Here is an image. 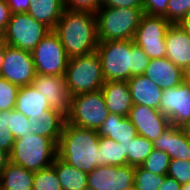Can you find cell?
<instances>
[{
	"mask_svg": "<svg viewBox=\"0 0 190 190\" xmlns=\"http://www.w3.org/2000/svg\"><path fill=\"white\" fill-rule=\"evenodd\" d=\"M53 31L69 59L94 53L99 45L94 12L65 8Z\"/></svg>",
	"mask_w": 190,
	"mask_h": 190,
	"instance_id": "obj_1",
	"label": "cell"
},
{
	"mask_svg": "<svg viewBox=\"0 0 190 190\" xmlns=\"http://www.w3.org/2000/svg\"><path fill=\"white\" fill-rule=\"evenodd\" d=\"M96 52L101 59L105 81H128L142 75L150 60L133 40L99 42Z\"/></svg>",
	"mask_w": 190,
	"mask_h": 190,
	"instance_id": "obj_2",
	"label": "cell"
},
{
	"mask_svg": "<svg viewBox=\"0 0 190 190\" xmlns=\"http://www.w3.org/2000/svg\"><path fill=\"white\" fill-rule=\"evenodd\" d=\"M57 156L76 169L90 173L94 168L100 166L97 130L66 122L57 144Z\"/></svg>",
	"mask_w": 190,
	"mask_h": 190,
	"instance_id": "obj_3",
	"label": "cell"
},
{
	"mask_svg": "<svg viewBox=\"0 0 190 190\" xmlns=\"http://www.w3.org/2000/svg\"><path fill=\"white\" fill-rule=\"evenodd\" d=\"M99 42L133 40L143 9L100 7L96 12Z\"/></svg>",
	"mask_w": 190,
	"mask_h": 190,
	"instance_id": "obj_4",
	"label": "cell"
},
{
	"mask_svg": "<svg viewBox=\"0 0 190 190\" xmlns=\"http://www.w3.org/2000/svg\"><path fill=\"white\" fill-rule=\"evenodd\" d=\"M57 157V145L49 138L26 134L16 138L10 152V162L37 172L53 164Z\"/></svg>",
	"mask_w": 190,
	"mask_h": 190,
	"instance_id": "obj_5",
	"label": "cell"
},
{
	"mask_svg": "<svg viewBox=\"0 0 190 190\" xmlns=\"http://www.w3.org/2000/svg\"><path fill=\"white\" fill-rule=\"evenodd\" d=\"M65 78L71 96L101 90L105 79L98 53L70 58Z\"/></svg>",
	"mask_w": 190,
	"mask_h": 190,
	"instance_id": "obj_6",
	"label": "cell"
},
{
	"mask_svg": "<svg viewBox=\"0 0 190 190\" xmlns=\"http://www.w3.org/2000/svg\"><path fill=\"white\" fill-rule=\"evenodd\" d=\"M101 90L71 96L70 113L66 122L83 128L98 130L109 115Z\"/></svg>",
	"mask_w": 190,
	"mask_h": 190,
	"instance_id": "obj_7",
	"label": "cell"
},
{
	"mask_svg": "<svg viewBox=\"0 0 190 190\" xmlns=\"http://www.w3.org/2000/svg\"><path fill=\"white\" fill-rule=\"evenodd\" d=\"M50 31L28 13H15L4 31L5 43L31 53Z\"/></svg>",
	"mask_w": 190,
	"mask_h": 190,
	"instance_id": "obj_8",
	"label": "cell"
},
{
	"mask_svg": "<svg viewBox=\"0 0 190 190\" xmlns=\"http://www.w3.org/2000/svg\"><path fill=\"white\" fill-rule=\"evenodd\" d=\"M31 54L37 74L65 76L69 58L53 30L40 41Z\"/></svg>",
	"mask_w": 190,
	"mask_h": 190,
	"instance_id": "obj_9",
	"label": "cell"
},
{
	"mask_svg": "<svg viewBox=\"0 0 190 190\" xmlns=\"http://www.w3.org/2000/svg\"><path fill=\"white\" fill-rule=\"evenodd\" d=\"M170 26L163 16L144 14L133 41L150 59L166 57L165 35Z\"/></svg>",
	"mask_w": 190,
	"mask_h": 190,
	"instance_id": "obj_10",
	"label": "cell"
},
{
	"mask_svg": "<svg viewBox=\"0 0 190 190\" xmlns=\"http://www.w3.org/2000/svg\"><path fill=\"white\" fill-rule=\"evenodd\" d=\"M37 75L32 54L6 44L0 77L19 87L30 85Z\"/></svg>",
	"mask_w": 190,
	"mask_h": 190,
	"instance_id": "obj_11",
	"label": "cell"
},
{
	"mask_svg": "<svg viewBox=\"0 0 190 190\" xmlns=\"http://www.w3.org/2000/svg\"><path fill=\"white\" fill-rule=\"evenodd\" d=\"M159 111L169 119L171 125L178 128L190 122V85L183 82L164 89Z\"/></svg>",
	"mask_w": 190,
	"mask_h": 190,
	"instance_id": "obj_12",
	"label": "cell"
},
{
	"mask_svg": "<svg viewBox=\"0 0 190 190\" xmlns=\"http://www.w3.org/2000/svg\"><path fill=\"white\" fill-rule=\"evenodd\" d=\"M135 167L97 166L88 173V190H124L134 184Z\"/></svg>",
	"mask_w": 190,
	"mask_h": 190,
	"instance_id": "obj_13",
	"label": "cell"
},
{
	"mask_svg": "<svg viewBox=\"0 0 190 190\" xmlns=\"http://www.w3.org/2000/svg\"><path fill=\"white\" fill-rule=\"evenodd\" d=\"M128 119L135 126L138 135L154 142L171 125L169 119L159 110L144 105H133Z\"/></svg>",
	"mask_w": 190,
	"mask_h": 190,
	"instance_id": "obj_14",
	"label": "cell"
},
{
	"mask_svg": "<svg viewBox=\"0 0 190 190\" xmlns=\"http://www.w3.org/2000/svg\"><path fill=\"white\" fill-rule=\"evenodd\" d=\"M46 98L51 108L67 116L70 113L71 95L65 76L37 74L31 83Z\"/></svg>",
	"mask_w": 190,
	"mask_h": 190,
	"instance_id": "obj_15",
	"label": "cell"
},
{
	"mask_svg": "<svg viewBox=\"0 0 190 190\" xmlns=\"http://www.w3.org/2000/svg\"><path fill=\"white\" fill-rule=\"evenodd\" d=\"M166 58L183 71L190 66V34L178 24H171L165 35Z\"/></svg>",
	"mask_w": 190,
	"mask_h": 190,
	"instance_id": "obj_16",
	"label": "cell"
},
{
	"mask_svg": "<svg viewBox=\"0 0 190 190\" xmlns=\"http://www.w3.org/2000/svg\"><path fill=\"white\" fill-rule=\"evenodd\" d=\"M164 90L184 82V71L166 57L150 59L144 74Z\"/></svg>",
	"mask_w": 190,
	"mask_h": 190,
	"instance_id": "obj_17",
	"label": "cell"
},
{
	"mask_svg": "<svg viewBox=\"0 0 190 190\" xmlns=\"http://www.w3.org/2000/svg\"><path fill=\"white\" fill-rule=\"evenodd\" d=\"M101 91L109 113L128 117L133 102L127 81H105Z\"/></svg>",
	"mask_w": 190,
	"mask_h": 190,
	"instance_id": "obj_18",
	"label": "cell"
},
{
	"mask_svg": "<svg viewBox=\"0 0 190 190\" xmlns=\"http://www.w3.org/2000/svg\"><path fill=\"white\" fill-rule=\"evenodd\" d=\"M133 105H144L159 110L163 90L145 75L133 76L128 81Z\"/></svg>",
	"mask_w": 190,
	"mask_h": 190,
	"instance_id": "obj_19",
	"label": "cell"
},
{
	"mask_svg": "<svg viewBox=\"0 0 190 190\" xmlns=\"http://www.w3.org/2000/svg\"><path fill=\"white\" fill-rule=\"evenodd\" d=\"M154 148L166 152L171 160L190 161V142L183 131L170 125L162 135L153 142Z\"/></svg>",
	"mask_w": 190,
	"mask_h": 190,
	"instance_id": "obj_20",
	"label": "cell"
},
{
	"mask_svg": "<svg viewBox=\"0 0 190 190\" xmlns=\"http://www.w3.org/2000/svg\"><path fill=\"white\" fill-rule=\"evenodd\" d=\"M15 109L35 120L43 116L47 110L51 109V106L46 98L30 84L19 88Z\"/></svg>",
	"mask_w": 190,
	"mask_h": 190,
	"instance_id": "obj_21",
	"label": "cell"
},
{
	"mask_svg": "<svg viewBox=\"0 0 190 190\" xmlns=\"http://www.w3.org/2000/svg\"><path fill=\"white\" fill-rule=\"evenodd\" d=\"M29 123L31 133L47 137L57 145L66 123V116L51 108L35 120L29 118Z\"/></svg>",
	"mask_w": 190,
	"mask_h": 190,
	"instance_id": "obj_22",
	"label": "cell"
},
{
	"mask_svg": "<svg viewBox=\"0 0 190 190\" xmlns=\"http://www.w3.org/2000/svg\"><path fill=\"white\" fill-rule=\"evenodd\" d=\"M97 134L99 137H108L118 143L133 141L138 136L135 126L128 117L112 113L108 115L98 128Z\"/></svg>",
	"mask_w": 190,
	"mask_h": 190,
	"instance_id": "obj_23",
	"label": "cell"
},
{
	"mask_svg": "<svg viewBox=\"0 0 190 190\" xmlns=\"http://www.w3.org/2000/svg\"><path fill=\"white\" fill-rule=\"evenodd\" d=\"M65 9L63 0H30L28 14L54 30Z\"/></svg>",
	"mask_w": 190,
	"mask_h": 190,
	"instance_id": "obj_24",
	"label": "cell"
},
{
	"mask_svg": "<svg viewBox=\"0 0 190 190\" xmlns=\"http://www.w3.org/2000/svg\"><path fill=\"white\" fill-rule=\"evenodd\" d=\"M34 173L9 162L0 174V190H32Z\"/></svg>",
	"mask_w": 190,
	"mask_h": 190,
	"instance_id": "obj_25",
	"label": "cell"
},
{
	"mask_svg": "<svg viewBox=\"0 0 190 190\" xmlns=\"http://www.w3.org/2000/svg\"><path fill=\"white\" fill-rule=\"evenodd\" d=\"M62 190H88V173L76 169L58 156L53 164Z\"/></svg>",
	"mask_w": 190,
	"mask_h": 190,
	"instance_id": "obj_26",
	"label": "cell"
},
{
	"mask_svg": "<svg viewBox=\"0 0 190 190\" xmlns=\"http://www.w3.org/2000/svg\"><path fill=\"white\" fill-rule=\"evenodd\" d=\"M127 156V164L133 167L141 166L154 149L153 142L143 136H136L133 141L120 143Z\"/></svg>",
	"mask_w": 190,
	"mask_h": 190,
	"instance_id": "obj_27",
	"label": "cell"
},
{
	"mask_svg": "<svg viewBox=\"0 0 190 190\" xmlns=\"http://www.w3.org/2000/svg\"><path fill=\"white\" fill-rule=\"evenodd\" d=\"M100 166H124L127 165V156L122 145L108 137H99Z\"/></svg>",
	"mask_w": 190,
	"mask_h": 190,
	"instance_id": "obj_28",
	"label": "cell"
},
{
	"mask_svg": "<svg viewBox=\"0 0 190 190\" xmlns=\"http://www.w3.org/2000/svg\"><path fill=\"white\" fill-rule=\"evenodd\" d=\"M32 190H62L53 165L34 173Z\"/></svg>",
	"mask_w": 190,
	"mask_h": 190,
	"instance_id": "obj_29",
	"label": "cell"
},
{
	"mask_svg": "<svg viewBox=\"0 0 190 190\" xmlns=\"http://www.w3.org/2000/svg\"><path fill=\"white\" fill-rule=\"evenodd\" d=\"M170 161L166 152L154 148L141 167L156 175H167Z\"/></svg>",
	"mask_w": 190,
	"mask_h": 190,
	"instance_id": "obj_30",
	"label": "cell"
},
{
	"mask_svg": "<svg viewBox=\"0 0 190 190\" xmlns=\"http://www.w3.org/2000/svg\"><path fill=\"white\" fill-rule=\"evenodd\" d=\"M166 175L153 174L141 166L135 167L134 186L136 190H158Z\"/></svg>",
	"mask_w": 190,
	"mask_h": 190,
	"instance_id": "obj_31",
	"label": "cell"
},
{
	"mask_svg": "<svg viewBox=\"0 0 190 190\" xmlns=\"http://www.w3.org/2000/svg\"><path fill=\"white\" fill-rule=\"evenodd\" d=\"M19 86L0 77V112L15 109Z\"/></svg>",
	"mask_w": 190,
	"mask_h": 190,
	"instance_id": "obj_32",
	"label": "cell"
},
{
	"mask_svg": "<svg viewBox=\"0 0 190 190\" xmlns=\"http://www.w3.org/2000/svg\"><path fill=\"white\" fill-rule=\"evenodd\" d=\"M8 129L15 139L21 138L26 134H32L30 131L29 118L16 109L10 110Z\"/></svg>",
	"mask_w": 190,
	"mask_h": 190,
	"instance_id": "obj_33",
	"label": "cell"
},
{
	"mask_svg": "<svg viewBox=\"0 0 190 190\" xmlns=\"http://www.w3.org/2000/svg\"><path fill=\"white\" fill-rule=\"evenodd\" d=\"M167 176L174 178L181 186L190 182V161L172 159Z\"/></svg>",
	"mask_w": 190,
	"mask_h": 190,
	"instance_id": "obj_34",
	"label": "cell"
},
{
	"mask_svg": "<svg viewBox=\"0 0 190 190\" xmlns=\"http://www.w3.org/2000/svg\"><path fill=\"white\" fill-rule=\"evenodd\" d=\"M190 12V0H169L167 6V21L171 24H179Z\"/></svg>",
	"mask_w": 190,
	"mask_h": 190,
	"instance_id": "obj_35",
	"label": "cell"
},
{
	"mask_svg": "<svg viewBox=\"0 0 190 190\" xmlns=\"http://www.w3.org/2000/svg\"><path fill=\"white\" fill-rule=\"evenodd\" d=\"M8 116H10V110L0 112V149L10 154L15 138L8 129Z\"/></svg>",
	"mask_w": 190,
	"mask_h": 190,
	"instance_id": "obj_36",
	"label": "cell"
},
{
	"mask_svg": "<svg viewBox=\"0 0 190 190\" xmlns=\"http://www.w3.org/2000/svg\"><path fill=\"white\" fill-rule=\"evenodd\" d=\"M169 0H144V14L163 16L167 20V6Z\"/></svg>",
	"mask_w": 190,
	"mask_h": 190,
	"instance_id": "obj_37",
	"label": "cell"
},
{
	"mask_svg": "<svg viewBox=\"0 0 190 190\" xmlns=\"http://www.w3.org/2000/svg\"><path fill=\"white\" fill-rule=\"evenodd\" d=\"M65 8L71 10H87L96 12L102 4V0H63Z\"/></svg>",
	"mask_w": 190,
	"mask_h": 190,
	"instance_id": "obj_38",
	"label": "cell"
},
{
	"mask_svg": "<svg viewBox=\"0 0 190 190\" xmlns=\"http://www.w3.org/2000/svg\"><path fill=\"white\" fill-rule=\"evenodd\" d=\"M144 0H102L101 7L143 9Z\"/></svg>",
	"mask_w": 190,
	"mask_h": 190,
	"instance_id": "obj_39",
	"label": "cell"
},
{
	"mask_svg": "<svg viewBox=\"0 0 190 190\" xmlns=\"http://www.w3.org/2000/svg\"><path fill=\"white\" fill-rule=\"evenodd\" d=\"M12 14L27 13L30 7V0H6Z\"/></svg>",
	"mask_w": 190,
	"mask_h": 190,
	"instance_id": "obj_40",
	"label": "cell"
},
{
	"mask_svg": "<svg viewBox=\"0 0 190 190\" xmlns=\"http://www.w3.org/2000/svg\"><path fill=\"white\" fill-rule=\"evenodd\" d=\"M12 16L11 9L7 5L6 0H0V28L4 31L7 28L8 22Z\"/></svg>",
	"mask_w": 190,
	"mask_h": 190,
	"instance_id": "obj_41",
	"label": "cell"
},
{
	"mask_svg": "<svg viewBox=\"0 0 190 190\" xmlns=\"http://www.w3.org/2000/svg\"><path fill=\"white\" fill-rule=\"evenodd\" d=\"M158 190H181V185L174 178L166 175Z\"/></svg>",
	"mask_w": 190,
	"mask_h": 190,
	"instance_id": "obj_42",
	"label": "cell"
},
{
	"mask_svg": "<svg viewBox=\"0 0 190 190\" xmlns=\"http://www.w3.org/2000/svg\"><path fill=\"white\" fill-rule=\"evenodd\" d=\"M10 162V154L0 149V174Z\"/></svg>",
	"mask_w": 190,
	"mask_h": 190,
	"instance_id": "obj_43",
	"label": "cell"
},
{
	"mask_svg": "<svg viewBox=\"0 0 190 190\" xmlns=\"http://www.w3.org/2000/svg\"><path fill=\"white\" fill-rule=\"evenodd\" d=\"M190 34V12L178 24Z\"/></svg>",
	"mask_w": 190,
	"mask_h": 190,
	"instance_id": "obj_44",
	"label": "cell"
},
{
	"mask_svg": "<svg viewBox=\"0 0 190 190\" xmlns=\"http://www.w3.org/2000/svg\"><path fill=\"white\" fill-rule=\"evenodd\" d=\"M5 50H6V43L3 42L0 44V71L3 65V61H4Z\"/></svg>",
	"mask_w": 190,
	"mask_h": 190,
	"instance_id": "obj_45",
	"label": "cell"
},
{
	"mask_svg": "<svg viewBox=\"0 0 190 190\" xmlns=\"http://www.w3.org/2000/svg\"><path fill=\"white\" fill-rule=\"evenodd\" d=\"M180 129L183 131L185 137L188 139L190 142V122L184 124Z\"/></svg>",
	"mask_w": 190,
	"mask_h": 190,
	"instance_id": "obj_46",
	"label": "cell"
},
{
	"mask_svg": "<svg viewBox=\"0 0 190 190\" xmlns=\"http://www.w3.org/2000/svg\"><path fill=\"white\" fill-rule=\"evenodd\" d=\"M184 83L190 85V66L184 70Z\"/></svg>",
	"mask_w": 190,
	"mask_h": 190,
	"instance_id": "obj_47",
	"label": "cell"
},
{
	"mask_svg": "<svg viewBox=\"0 0 190 190\" xmlns=\"http://www.w3.org/2000/svg\"><path fill=\"white\" fill-rule=\"evenodd\" d=\"M5 42V32L0 28V44Z\"/></svg>",
	"mask_w": 190,
	"mask_h": 190,
	"instance_id": "obj_48",
	"label": "cell"
},
{
	"mask_svg": "<svg viewBox=\"0 0 190 190\" xmlns=\"http://www.w3.org/2000/svg\"><path fill=\"white\" fill-rule=\"evenodd\" d=\"M181 190H190V182L181 186Z\"/></svg>",
	"mask_w": 190,
	"mask_h": 190,
	"instance_id": "obj_49",
	"label": "cell"
},
{
	"mask_svg": "<svg viewBox=\"0 0 190 190\" xmlns=\"http://www.w3.org/2000/svg\"><path fill=\"white\" fill-rule=\"evenodd\" d=\"M124 190H136V189H135V186L132 185V186H130L129 188H126V189H124Z\"/></svg>",
	"mask_w": 190,
	"mask_h": 190,
	"instance_id": "obj_50",
	"label": "cell"
}]
</instances>
